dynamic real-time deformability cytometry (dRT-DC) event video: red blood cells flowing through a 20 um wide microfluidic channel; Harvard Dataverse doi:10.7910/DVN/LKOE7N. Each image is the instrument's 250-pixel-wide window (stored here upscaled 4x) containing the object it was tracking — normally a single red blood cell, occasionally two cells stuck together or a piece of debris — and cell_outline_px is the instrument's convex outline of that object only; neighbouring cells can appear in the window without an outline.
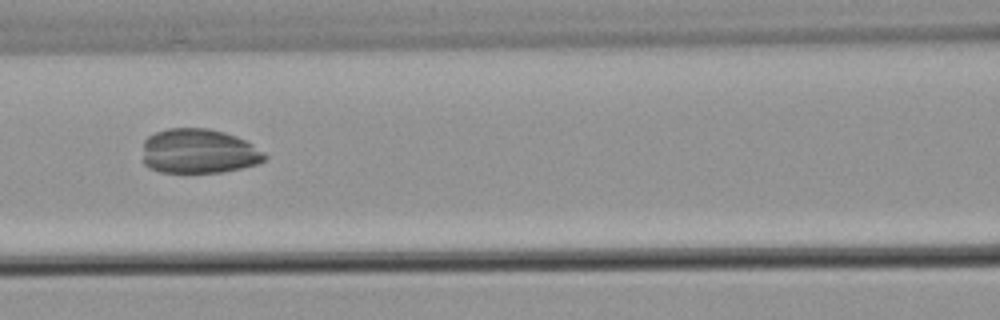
{"species": "common noctule bat (a hibernating species)", "species_latin": "Nyctalus noctula", "temperature_condition": "warm", "stored_images_in_passage": 15, "camera_frame_rate_fps": 3000, "um_per_image_px": 0.085, "animal": {"sex": "male", "body_mass_g": 21.5, "forearm_length_mm": 52.0}, "frame": {"image": 1, "passage_image": 5, "time_ms": 4.667, "image_size_px": [1000, 320], "cell_outline_px": [[268, 156], [264, 160], [256, 164], [240, 168], [220, 172], [160, 172], [148, 168], [144, 164], [144, 140], [148, 136], [156, 132], [168, 128], [208, 128], [224, 132], [236, 136], [252, 144], [264, 152]], "centroid_in_image_um": [16.88, 12.85], "position_along_channel_um": 149.7, "area_um2": 31.67}}